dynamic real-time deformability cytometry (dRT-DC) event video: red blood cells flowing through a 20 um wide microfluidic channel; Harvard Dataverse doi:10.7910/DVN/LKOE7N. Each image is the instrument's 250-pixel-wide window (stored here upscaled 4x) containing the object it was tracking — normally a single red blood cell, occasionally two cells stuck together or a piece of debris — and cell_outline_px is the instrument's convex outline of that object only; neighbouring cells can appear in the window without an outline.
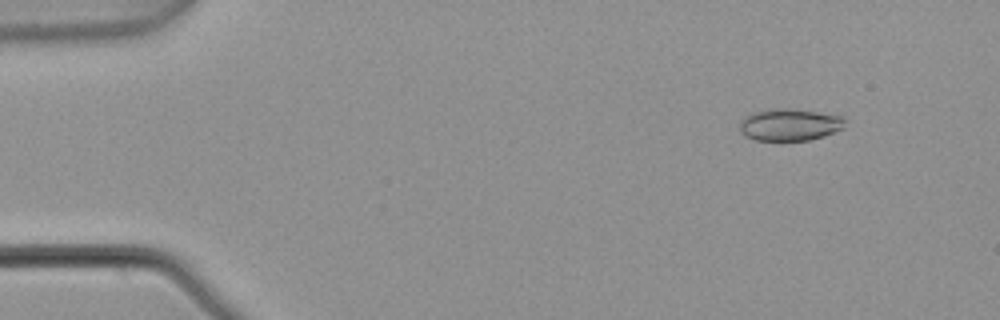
{"species": "common noctule bat (a hibernating species)", "species_latin": "Nyctalus noctula", "temperature_condition": "warm", "stored_images_in_passage": 5, "camera_frame_rate_fps": 3000, "um_per_image_px": 0.085, "animal": {"sex": "male", "body_mass_g": 21.5, "forearm_length_mm": 52.0}, "frame": {"image": 1, "passage_image": 2, "time_ms": 0.333, "image_size_px": [1000, 320], "cell_outline_px": [[844, 128], [824, 136], [808, 140], [756, 140], [744, 136], [740, 132], [740, 124], [744, 116], [752, 112], [776, 108], [784, 108], [816, 112], [844, 116]], "centroid_in_image_um": [67.1, 10.6], "position_along_channel_um": 17.9, "area_um2": 19.59}}
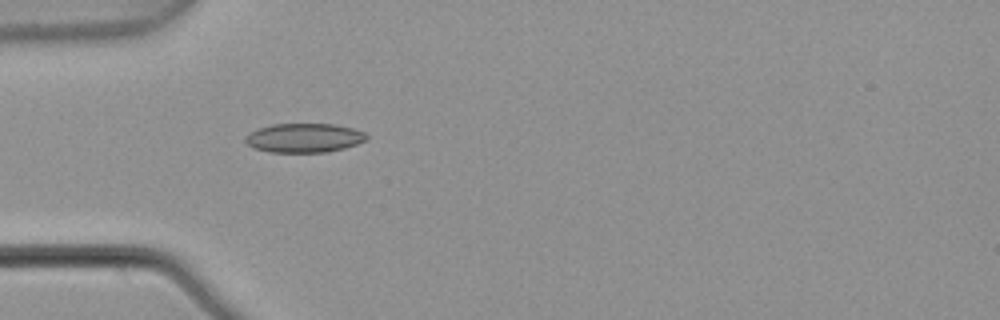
{"frame": {"image": 2, "passage_image": 5, "time_ms": 1.333, "image_size_px": [1000, 320], "cell_outline_px": [[368, 140], [344, 148], [328, 152], [268, 152], [252, 148], [244, 140], [244, 136], [260, 128], [272, 124], [336, 124], [352, 128], [364, 132], [368, 136]], "centroid_in_image_um": [25.86, 11.72], "position_along_channel_um": 59.1, "area_um2": 20.63}}